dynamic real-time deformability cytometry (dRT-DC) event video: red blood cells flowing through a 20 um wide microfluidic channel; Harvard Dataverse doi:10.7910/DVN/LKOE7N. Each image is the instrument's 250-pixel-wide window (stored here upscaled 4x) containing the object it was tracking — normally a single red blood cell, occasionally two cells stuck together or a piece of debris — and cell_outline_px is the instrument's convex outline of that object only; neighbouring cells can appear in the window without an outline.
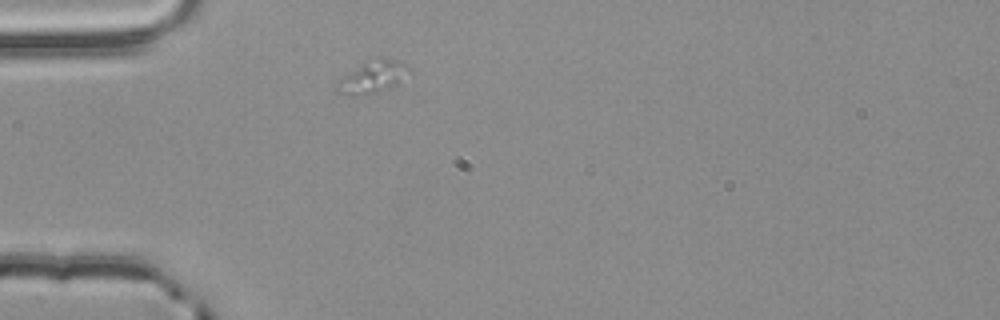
{"species": "common noctule bat (a hibernating species)", "species_latin": "Nyctalus noctula", "temperature_condition": "room temperature", "stored_images_in_passage": 1, "camera_frame_rate_fps": 3000, "um_per_image_px": 0.085, "animal": {"sex": "male", "body_mass_g": 20.4}, "frame": {"image": 1, "passage_image": 1, "time_ms": 0.0, "image_size_px": [1000, 320], "cell_outline_px": [[412, 72], [396, 84], [388, 88], [376, 92], [352, 96], [336, 92], [336, 84], [344, 76], [364, 64], [380, 56], [400, 60], [412, 68]], "centroid_in_image_um": [31.76, 6.53], "position_along_channel_um": 53.2, "area_um2": 13.35}}